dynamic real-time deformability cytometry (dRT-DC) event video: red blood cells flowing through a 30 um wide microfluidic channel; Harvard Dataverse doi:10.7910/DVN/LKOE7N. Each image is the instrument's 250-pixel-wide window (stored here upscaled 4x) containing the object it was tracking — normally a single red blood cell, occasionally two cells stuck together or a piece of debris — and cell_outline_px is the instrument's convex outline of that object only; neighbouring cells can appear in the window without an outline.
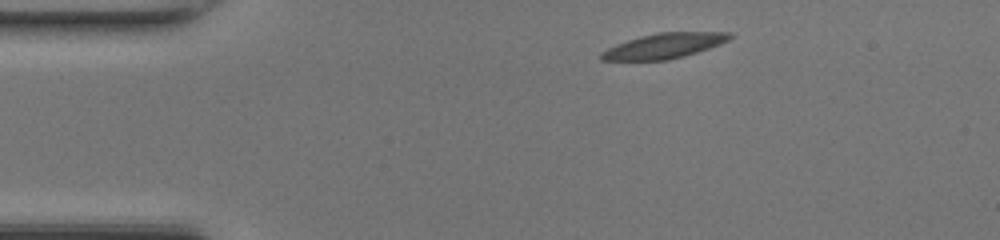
{"species": "common noctule bat (a hibernating species)", "species_latin": "Nyctalus noctula", "temperature_condition": "room temperature", "stored_images_in_passage": 41, "camera_frame_rate_fps": 3000, "um_per_image_px": 0.085, "animal": {"sex": "female", "body_mass_g": 17.0, "forearm_length_mm": 48.0}, "frame": {"image": 1, "passage_image": 1, "time_ms": 0.0, "image_size_px": [1000, 240], "cell_outline_px": [[732, 36], [728, 40], [720, 44], [684, 56], [668, 60], [600, 60], [600, 52], [616, 44], [640, 36], [660, 32], [732, 32]], "centroid_in_image_um": [56.44, 3.89], "position_along_channel_um": 28.6, "area_um2": 18.67}}
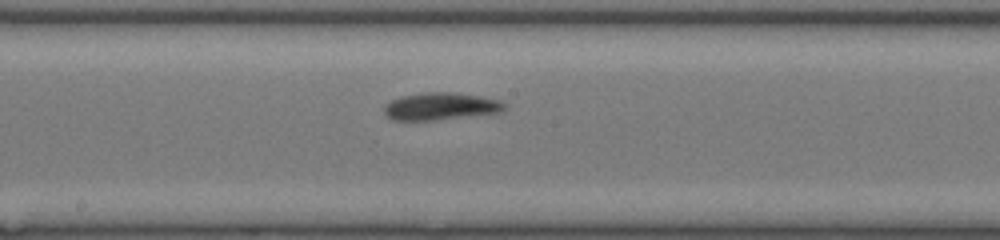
{"frame": {"image": 2, "passage_image": 18, "time_ms": 5.667, "image_size_px": [1000, 240], "cell_outline_px": [[508, 104], [504, 108], [496, 112], [432, 120], [392, 120], [384, 112], [384, 108], [392, 100], [404, 96], [428, 92], [452, 92], [480, 96], [500, 100]], "centroid_in_image_um": [37.45, 9.03], "position_along_channel_um": 210.7, "area_um2": 18.61}}
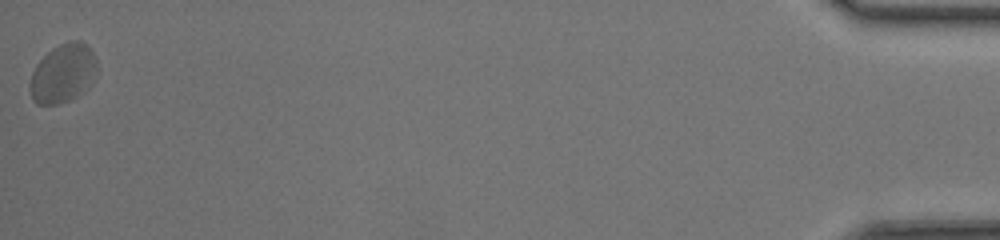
{"frame": {"image": 3, "passage_image": 41, "time_ms": 13.333, "image_size_px": [1000, 240], "cell_outline_px": [[96, 76], [88, 88], [84, 92], [68, 100], [56, 104], [36, 104], [32, 100], [32, 72], [36, 64], [52, 48], [68, 40], [80, 40], [88, 44], [96, 60]], "centroid_in_image_um": [5.4, 6.21], "position_along_channel_um": 429.8, "area_um2": 22.83}, "authors_computed_cell_mechanics": {"area_um2": 19.074, "velocity_mm_per_s": 4.2426, "shape_relaxation_time_tau1_ms": 5.5072, "shape_relaxation_time_tau2_ms": 2.6034, "deformation_change_tau1": 0.1319, "deformation_change_tau2": 0.0625}}